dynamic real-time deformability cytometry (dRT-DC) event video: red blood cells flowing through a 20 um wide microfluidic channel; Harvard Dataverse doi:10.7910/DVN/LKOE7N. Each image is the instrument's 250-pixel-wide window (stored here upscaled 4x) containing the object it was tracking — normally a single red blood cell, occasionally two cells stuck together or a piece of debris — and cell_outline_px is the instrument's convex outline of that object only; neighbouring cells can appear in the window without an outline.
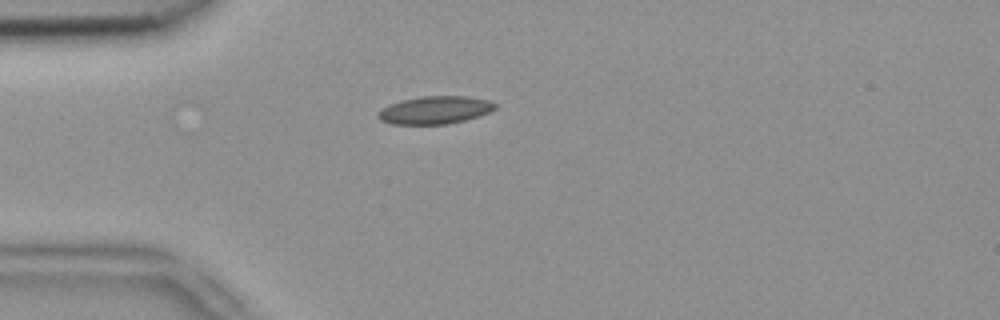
{"species": "common noctule bat (a hibernating species)", "species_latin": "Nyctalus noctula", "temperature_condition": "room temperature", "stored_images_in_passage": 2, "camera_frame_rate_fps": 3000, "um_per_image_px": 0.085, "animal": {"sex": "female", "body_mass_g": 18.4}, "frame": {"image": 1, "passage_image": 2, "time_ms": 0.333, "image_size_px": [1000, 320], "cell_outline_px": [[496, 108], [480, 116], [448, 124], [392, 124], [380, 120], [376, 116], [376, 112], [380, 108], [400, 100], [420, 96], [468, 96], [488, 100], [496, 104]], "centroid_in_image_um": [36.92, 9.35], "position_along_channel_um": 48.1, "area_um2": 19.13}}